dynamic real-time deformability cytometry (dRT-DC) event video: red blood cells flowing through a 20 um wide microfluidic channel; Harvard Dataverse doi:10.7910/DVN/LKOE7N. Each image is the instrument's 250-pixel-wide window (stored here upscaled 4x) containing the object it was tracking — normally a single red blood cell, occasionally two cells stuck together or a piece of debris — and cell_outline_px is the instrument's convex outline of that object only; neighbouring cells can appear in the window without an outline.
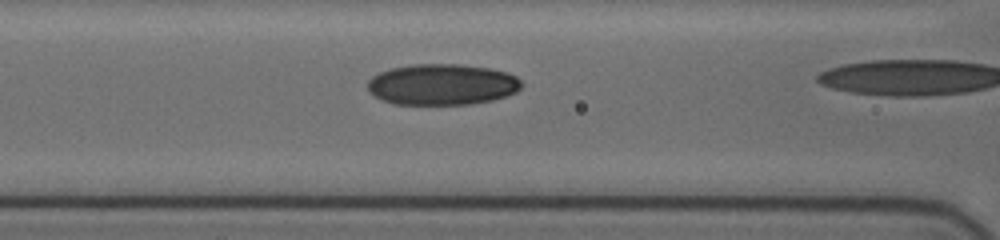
{"species": "human", "species_latin": "Homo sapiens", "temperature_condition": "cold", "stored_images_in_passage": 27, "camera_frame_rate_fps": 3000, "um_per_image_px": 0.085, "donor": {"sex": "female"}, "frame": {"image": 1, "passage_image": 8, "time_ms": 2.667, "image_size_px": [1000, 240], "cell_outline_px": [[524, 84], [516, 92], [492, 100], [468, 104], [396, 104], [384, 100], [368, 92], [368, 80], [372, 76], [380, 72], [392, 68], [412, 64], [460, 64], [488, 68], [508, 72], [516, 76]], "centroid_in_image_um": [37.59, 7.17], "position_along_channel_um": 129.0, "area_um2": 36.76}}
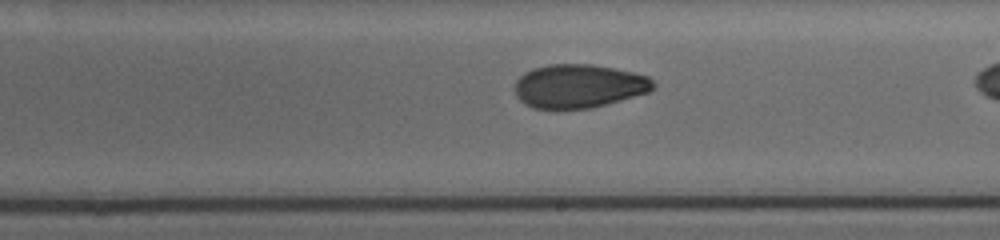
{"frame": {"image": 2, "passage_image": 16, "time_ms": 5.667, "image_size_px": [1000, 240], "cell_outline_px": [[656, 84], [648, 92], [592, 108], [532, 108], [524, 104], [516, 96], [516, 80], [524, 72], [532, 68], [548, 64], [592, 64], [632, 72], [648, 76]], "centroid_in_image_um": [49.17, 7.31], "position_along_channel_um": 239.8, "area_um2": 35.03}}
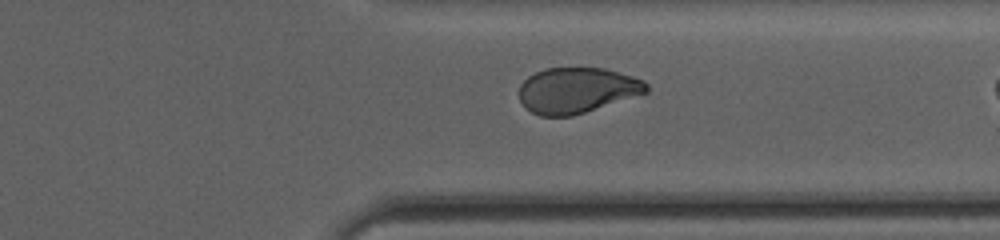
{"frame": {"image": 3, "passage_image": 25, "time_ms": 9.0, "image_size_px": [1000, 240], "cell_outline_px": [[648, 92], [572, 116], [540, 116], [524, 108], [520, 100], [520, 84], [528, 76], [544, 68], [604, 68], [632, 76], [644, 80], [648, 84]], "centroid_in_image_um": [49.02, 7.67], "position_along_channel_um": 362.4, "area_um2": 33.76}}